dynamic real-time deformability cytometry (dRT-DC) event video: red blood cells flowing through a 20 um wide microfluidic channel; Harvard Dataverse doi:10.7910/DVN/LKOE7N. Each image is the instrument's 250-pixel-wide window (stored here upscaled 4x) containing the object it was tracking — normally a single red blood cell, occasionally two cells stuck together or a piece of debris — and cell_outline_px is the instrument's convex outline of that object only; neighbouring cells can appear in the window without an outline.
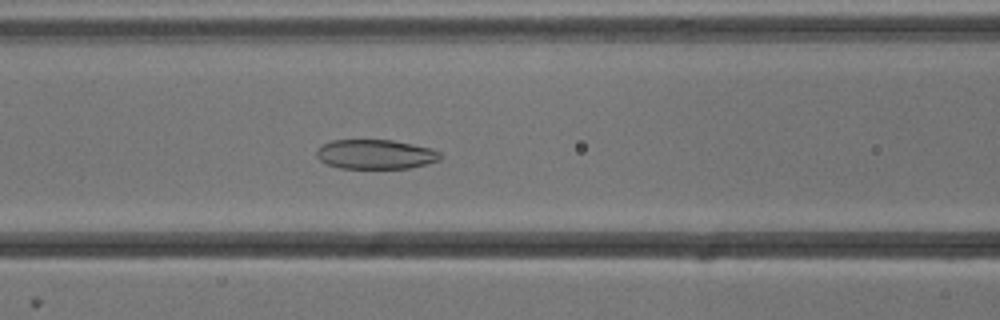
{"species": "common noctule bat (a hibernating species)", "species_latin": "Nyctalus noctula", "temperature_condition": "cold", "stored_images_in_passage": 48, "segment_of_instrument_passage": [1, 2], "camera_frame_rate_fps": 3000, "um_per_image_px": 0.085, "animal": {"sex": "male", "body_mass_g": 13.3}, "frame": {"image": 1, "passage_image": 16, "time_ms": 5.0, "image_size_px": [1000, 320], "cell_outline_px": [[444, 156], [440, 160], [428, 164], [408, 168], [340, 168], [328, 164], [320, 160], [316, 156], [316, 152], [324, 144], [332, 140], [392, 140], [432, 148], [440, 152]], "centroid_in_image_um": [31.98, 13.12], "position_along_channel_um": 134.6, "area_um2": 21.27}}
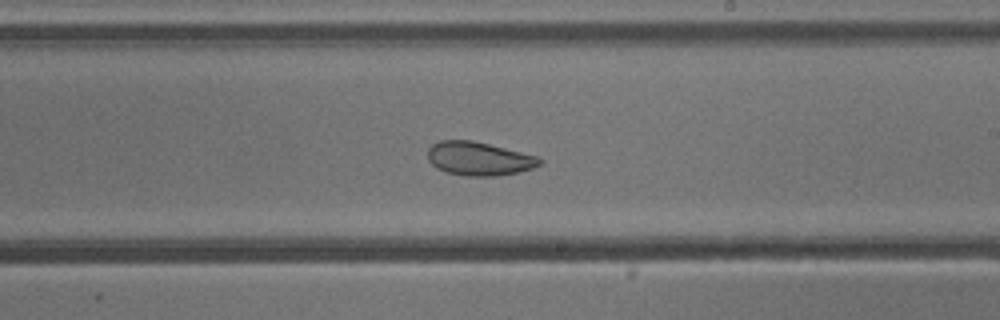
{"frame": {"image": 2, "passage_image": 25, "time_ms": 8.0, "image_size_px": [1000, 320], "cell_outline_px": [[544, 160], [540, 164], [532, 168], [520, 172], [496, 176], [464, 176], [448, 172], [436, 168], [428, 160], [428, 148], [432, 144], [440, 140], [472, 140], [536, 156]], "centroid_in_image_um": [40.69, 13.49], "position_along_channel_um": 248.3, "area_um2": 21.85}}
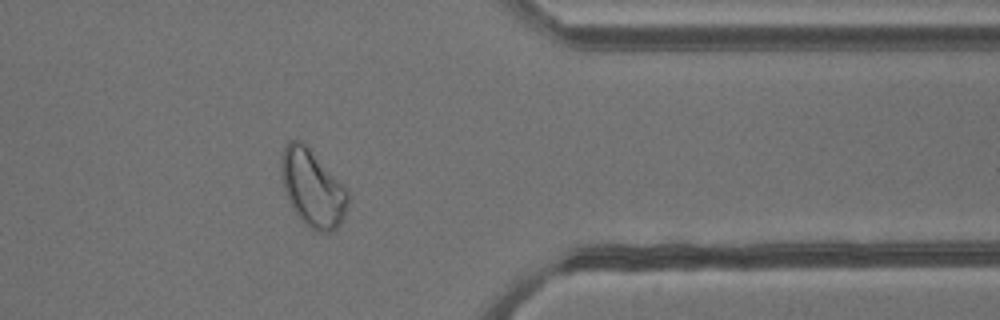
{"frame": {"image": 3, "passage_image": 37, "time_ms": 12.0, "image_size_px": [1000, 320], "cell_outline_px": [[348, 200], [344, 216], [340, 224], [332, 232], [320, 232], [304, 224], [300, 220], [292, 208], [288, 200], [284, 188], [280, 168], [280, 164], [284, 148], [288, 140], [300, 140], [312, 152], [348, 192]], "centroid_in_image_um": [26.53, 16.03], "position_along_channel_um": 384.9, "area_um2": 29.25}}